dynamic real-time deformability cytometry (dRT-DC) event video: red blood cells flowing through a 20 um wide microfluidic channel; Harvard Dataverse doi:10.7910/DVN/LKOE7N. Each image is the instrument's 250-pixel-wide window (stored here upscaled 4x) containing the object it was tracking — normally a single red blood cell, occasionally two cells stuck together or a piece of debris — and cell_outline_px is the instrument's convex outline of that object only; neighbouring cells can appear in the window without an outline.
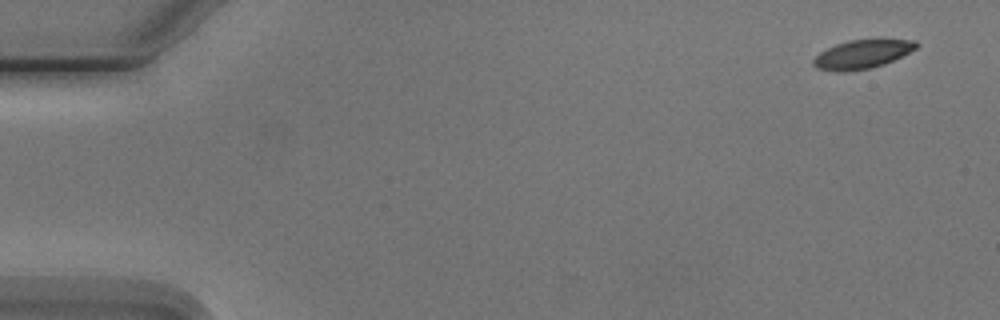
{"species": "Egyptian fruit bat (a non-hibernating species)", "species_latin": "Rousettus aegyptiacus", "temperature_condition": "cold", "stored_images_in_passage": 5, "camera_frame_rate_fps": 3000, "um_per_image_px": 0.085, "animal": {"sex": "male"}, "frame": {"image": 1, "passage_image": 1, "time_ms": 0.0, "image_size_px": [1000, 320], "cell_outline_px": [[920, 44], [916, 48], [884, 64], [872, 68], [844, 72], [816, 68], [812, 64], [812, 60], [820, 52], [836, 44], [848, 40], [916, 40]], "centroid_in_image_um": [73.26, 4.62], "position_along_channel_um": 11.7, "area_um2": 16.94}}
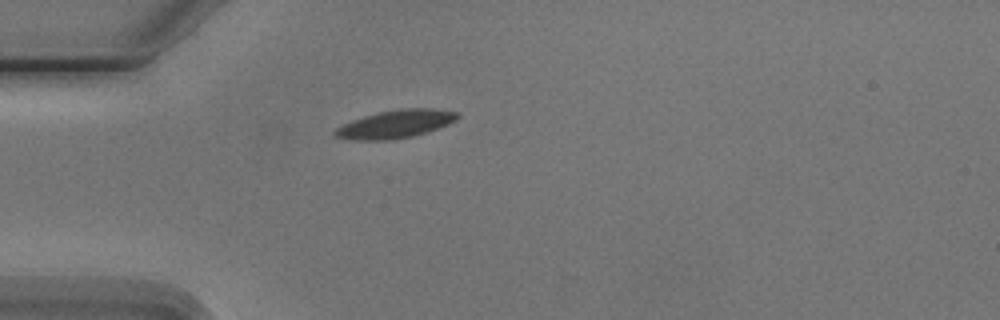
{"frame": {"image": 2, "passage_image": 5, "time_ms": 4.333, "image_size_px": [1000, 320], "cell_outline_px": [[460, 116], [456, 120], [448, 124], [412, 136], [388, 140], [352, 140], [336, 136], [332, 132], [336, 128], [352, 120], [364, 116], [380, 112], [400, 108], [432, 108], [456, 112]], "centroid_in_image_um": [33.6, 10.54], "position_along_channel_um": 51.4, "area_um2": 19.71}}